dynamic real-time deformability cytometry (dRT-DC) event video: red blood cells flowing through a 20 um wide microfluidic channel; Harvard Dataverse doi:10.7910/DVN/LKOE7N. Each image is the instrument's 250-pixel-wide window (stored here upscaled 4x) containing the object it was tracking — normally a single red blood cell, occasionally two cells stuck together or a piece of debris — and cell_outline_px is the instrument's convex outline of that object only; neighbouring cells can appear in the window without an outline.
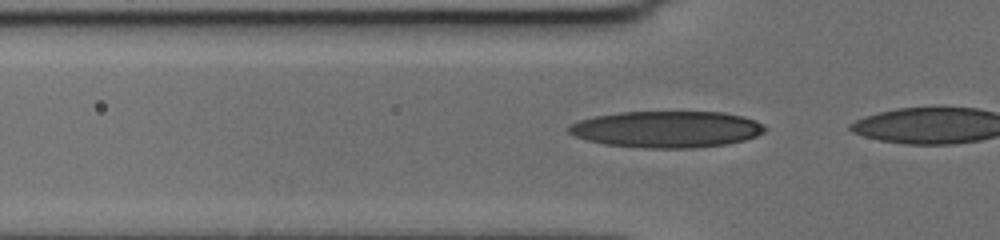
{"species": "human", "species_latin": "Homo sapiens", "temperature_condition": "cold", "stored_images_in_passage": 18, "camera_frame_rate_fps": 3000, "um_per_image_px": 0.085, "donor": {"sex": "female"}, "frame": {"image": 1, "passage_image": 15, "time_ms": 4.667, "image_size_px": [1000, 240], "cell_outline_px": [[768, 128], [764, 132], [756, 136], [744, 140], [728, 144], [696, 148], [644, 148], [604, 144], [588, 140], [576, 136], [568, 132], [568, 124], [592, 116], [620, 112], [724, 112], [744, 116], [756, 120], [764, 124]], "centroid_in_image_um": [56.7, 10.98], "position_along_channel_um": 69.1, "area_um2": 42.14}}